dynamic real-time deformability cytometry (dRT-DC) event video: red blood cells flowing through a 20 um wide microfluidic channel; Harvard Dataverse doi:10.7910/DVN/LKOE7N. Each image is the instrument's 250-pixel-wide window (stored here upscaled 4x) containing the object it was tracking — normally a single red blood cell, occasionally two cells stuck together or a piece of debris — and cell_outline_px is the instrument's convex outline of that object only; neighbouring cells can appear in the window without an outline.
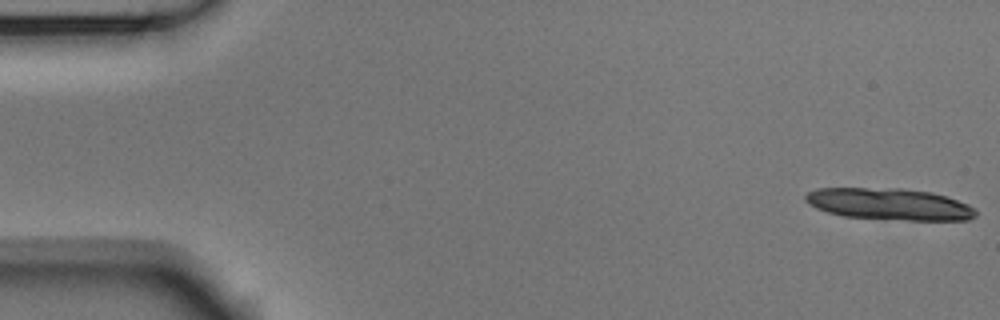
{"species": "Egyptian fruit bat (a non-hibernating species)", "species_latin": "Rousettus aegyptiacus", "temperature_condition": "room temperature", "stored_images_in_passage": 13, "camera_frame_rate_fps": 3000, "um_per_image_px": 0.085, "animal": {"sex": "male"}, "frame": {"image": 1, "passage_image": 1, "time_ms": 0.0, "image_size_px": [1000, 320], "cell_outline_px": [[976, 216], [968, 220], [908, 220], [844, 216], [828, 212], [816, 208], [808, 204], [804, 200], [804, 196], [808, 192], [816, 188], [900, 188], [932, 192], [948, 196], [968, 204], [976, 208]], "centroid_in_image_um": [75.61, 17.34], "position_along_channel_um": 9.4, "area_um2": 31.62}}